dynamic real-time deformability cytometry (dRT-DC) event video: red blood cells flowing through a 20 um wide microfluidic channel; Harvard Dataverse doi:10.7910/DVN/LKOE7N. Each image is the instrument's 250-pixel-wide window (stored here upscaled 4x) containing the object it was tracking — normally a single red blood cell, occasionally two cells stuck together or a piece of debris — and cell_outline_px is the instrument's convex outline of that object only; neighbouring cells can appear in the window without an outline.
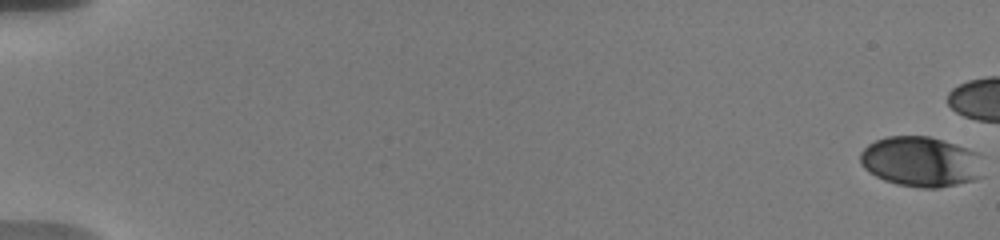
{"species": "human", "species_latin": "Homo sapiens", "temperature_condition": "warm", "stored_images_in_passage": 35, "camera_frame_rate_fps": 3000, "um_per_image_px": 0.085, "donor": {"sex": "male"}, "frame": {"image": 1, "passage_image": 1, "time_ms": 0.0, "image_size_px": [1000, 240], "cell_outline_px": [[984, 176], [976, 180], [940, 188], [920, 188], [896, 184], [884, 180], [868, 172], [860, 164], [860, 152], [868, 144], [876, 140], [888, 136], [928, 136], [944, 140], [968, 148], [976, 152]], "centroid_in_image_um": [78.26, 13.75], "position_along_channel_um": 6.7, "area_um2": 36.3}}
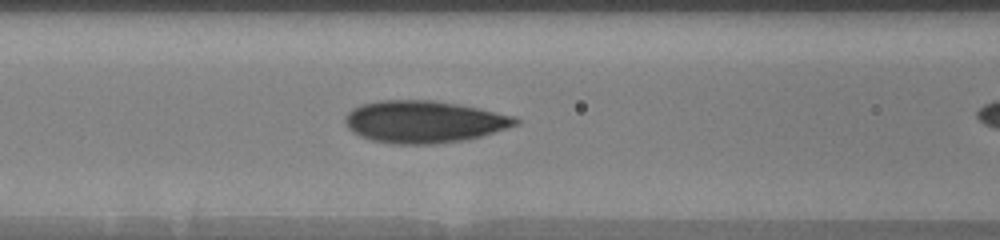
{"frame": {"image": 2, "passage_image": 25, "time_ms": 8.667, "image_size_px": [1000, 240], "cell_outline_px": [[520, 124], [480, 136], [464, 140], [436, 144], [392, 144], [372, 140], [360, 136], [352, 132], [348, 128], [344, 120], [344, 116], [352, 108], [360, 104], [380, 100], [432, 100], [456, 104], [516, 116], [520, 120]], "centroid_in_image_um": [36.0, 10.35], "position_along_channel_um": 130.6, "area_um2": 41.91}}
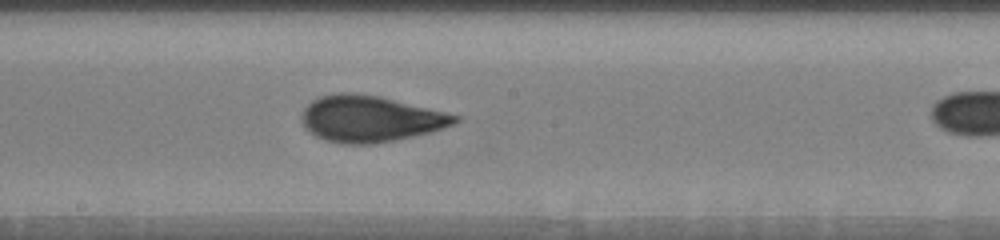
{"frame": {"image": 3, "passage_image": 34, "time_ms": 11.0, "image_size_px": [1000, 240], "cell_outline_px": [[464, 116], [456, 124], [432, 132], [396, 140], [372, 144], [344, 144], [324, 140], [308, 132], [304, 128], [300, 120], [300, 116], [304, 108], [312, 100], [320, 96], [340, 92], [348, 92], [380, 96]], "centroid_in_image_um": [31.49, 10.1], "position_along_channel_um": 216.7, "area_um2": 41.96}}